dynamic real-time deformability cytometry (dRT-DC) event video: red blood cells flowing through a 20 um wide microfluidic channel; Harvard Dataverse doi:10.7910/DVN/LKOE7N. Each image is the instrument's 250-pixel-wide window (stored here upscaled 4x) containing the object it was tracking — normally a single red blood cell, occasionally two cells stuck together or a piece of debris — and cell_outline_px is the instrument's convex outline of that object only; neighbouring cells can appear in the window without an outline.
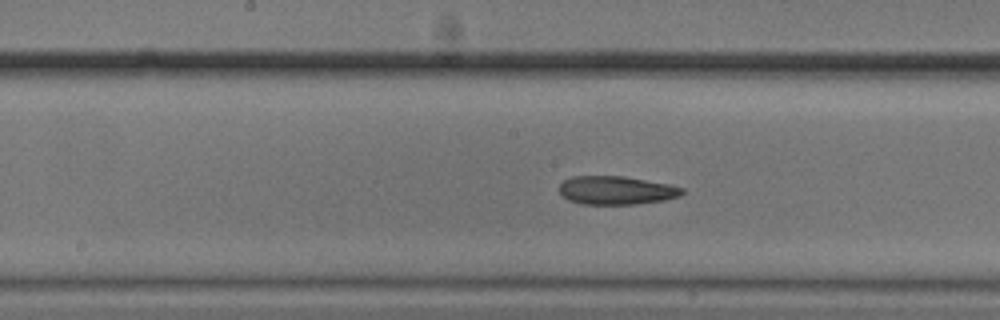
{"species": "common noctule bat (a hibernating species)", "species_latin": "Nyctalus noctula", "temperature_condition": "cold", "stored_images_in_passage": 33, "camera_frame_rate_fps": 3000, "um_per_image_px": 0.085, "animal": {"sex": "male", "body_mass_g": 20.5, "forearm_length_mm": 52.5}, "frame": {"image": 1, "passage_image": 11, "time_ms": 3.333, "image_size_px": [1000, 320], "cell_outline_px": [[684, 192], [680, 196], [664, 200], [636, 204], [580, 204], [568, 200], [560, 192], [560, 184], [564, 180], [572, 176], [624, 176], [668, 184], [684, 188]], "centroid_in_image_um": [52.38, 16.18], "position_along_channel_um": 195.8, "area_um2": 20.35}}
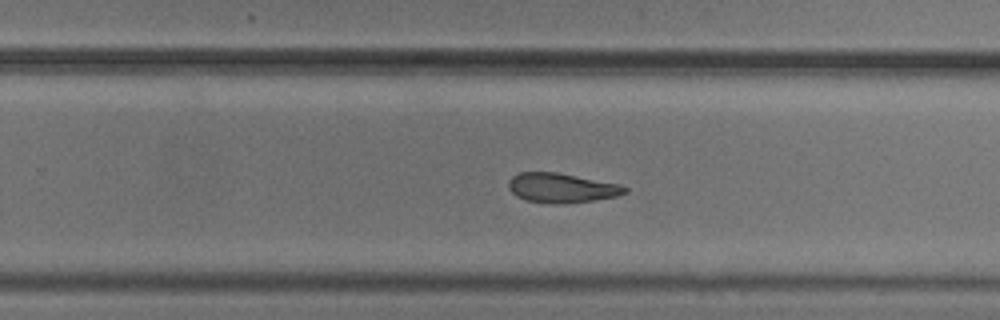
{"frame": {"image": 2, "passage_image": 18, "time_ms": 5.667, "image_size_px": [1000, 320], "cell_outline_px": [[628, 192], [616, 196], [592, 200], [564, 204], [548, 204], [524, 200], [516, 196], [508, 188], [508, 180], [512, 176], [520, 172], [556, 172], [620, 184], [628, 188]], "centroid_in_image_um": [47.7, 15.98], "position_along_channel_um": 282.1, "area_um2": 20.17}}
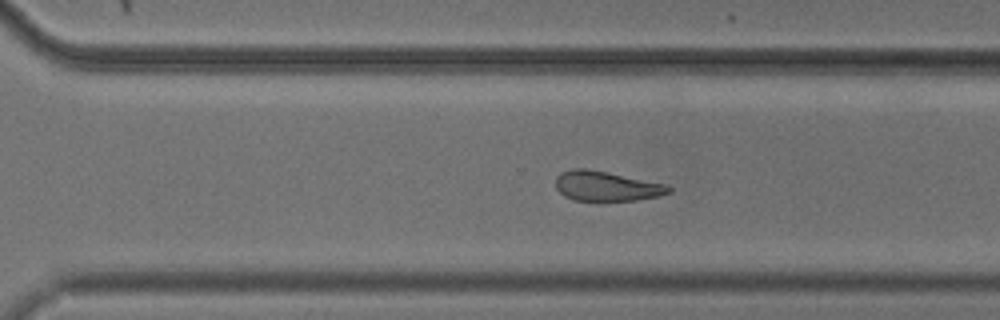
{"frame": {"image": 3, "passage_image": 21, "time_ms": 6.667, "image_size_px": [1000, 320], "cell_outline_px": [[672, 192], [656, 196], [636, 200], [600, 204], [596, 204], [576, 200], [564, 196], [556, 188], [556, 176], [560, 172], [572, 168], [588, 168], [608, 172], [664, 184], [672, 188]], "centroid_in_image_um": [51.49, 15.86], "position_along_channel_um": 319.1, "area_um2": 20.4}}